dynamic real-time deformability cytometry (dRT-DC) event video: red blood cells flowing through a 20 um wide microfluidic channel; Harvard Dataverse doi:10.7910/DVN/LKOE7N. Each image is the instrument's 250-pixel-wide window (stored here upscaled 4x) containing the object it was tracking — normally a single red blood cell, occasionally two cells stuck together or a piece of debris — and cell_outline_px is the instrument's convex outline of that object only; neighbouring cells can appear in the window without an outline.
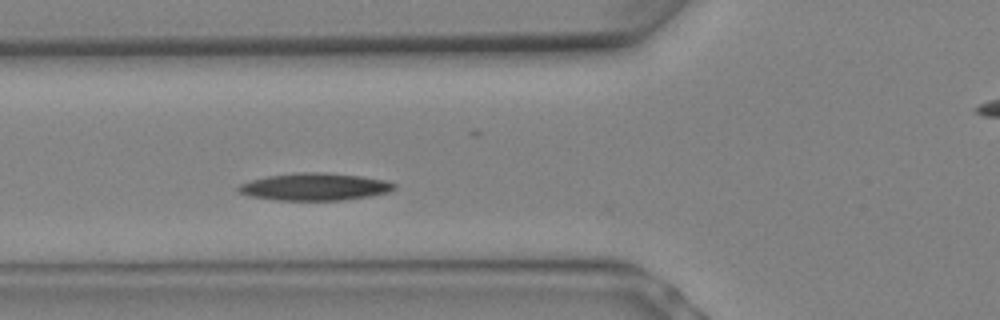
{"species": "Egyptian fruit bat (a non-hibernating species)", "species_latin": "Rousettus aegyptiacus", "temperature_condition": "warm", "stored_images_in_passage": 5, "camera_frame_rate_fps": 3000, "um_per_image_px": 0.085, "animal": {"sex": "female"}, "frame": {"image": 1, "passage_image": 5, "time_ms": 1.333, "image_size_px": [1000, 320], "cell_outline_px": [[396, 188], [388, 192], [368, 196], [344, 200], [276, 200], [248, 196], [240, 192], [236, 188], [240, 184], [252, 180], [268, 176], [300, 172], [324, 172], [360, 176], [384, 180], [396, 184]], "centroid_in_image_um": [26.74, 15.88], "position_along_channel_um": 99.1, "area_um2": 24.68}}